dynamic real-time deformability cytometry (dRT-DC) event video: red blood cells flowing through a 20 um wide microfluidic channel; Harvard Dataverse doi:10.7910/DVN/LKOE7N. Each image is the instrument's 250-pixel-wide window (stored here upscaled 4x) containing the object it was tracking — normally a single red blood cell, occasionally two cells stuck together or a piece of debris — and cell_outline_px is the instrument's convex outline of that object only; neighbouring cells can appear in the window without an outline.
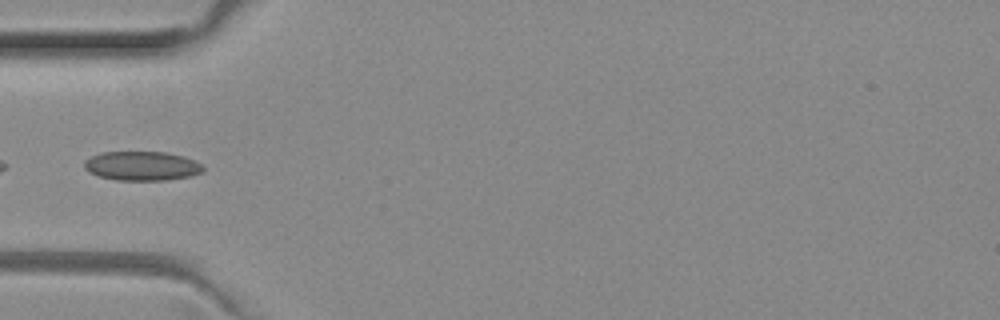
{"species": "common noctule bat (a hibernating species)", "species_latin": "Nyctalus noctula", "temperature_condition": "room temperature", "stored_images_in_passage": 36, "camera_frame_rate_fps": 3000, "um_per_image_px": 0.085, "animal": {"sex": "female", "body_mass_g": 29.2, "forearm_length_mm": 56.3}, "frame": {"image": 1, "passage_image": 1, "time_ms": 0.0, "image_size_px": [1000, 320], "cell_outline_px": [[204, 172], [192, 176], [164, 180], [116, 180], [100, 176], [88, 172], [84, 168], [84, 160], [100, 152], [164, 152], [184, 156], [200, 164], [204, 168]], "centroid_in_image_um": [12.05, 14.1], "position_along_channel_um": 73.0, "area_um2": 20.23}}
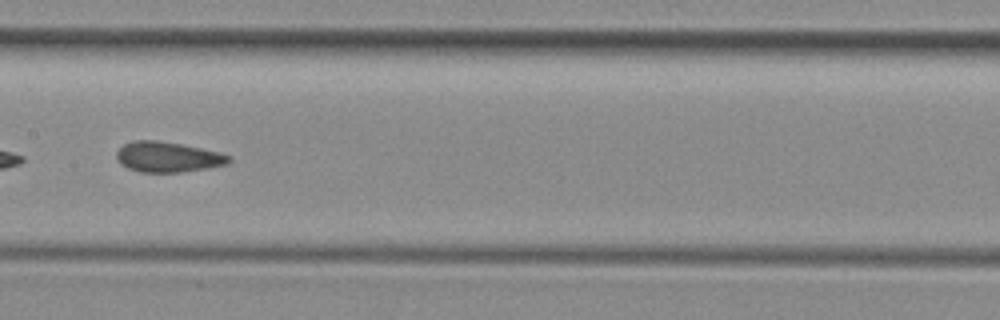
{"frame": {"image": 2, "passage_image": 10, "time_ms": 3.0, "image_size_px": [1000, 320], "cell_outline_px": [[232, 160], [228, 164], [208, 168], [180, 172], [140, 172], [128, 168], [120, 164], [116, 156], [116, 152], [124, 144], [132, 140], [156, 140], [180, 144], [220, 152], [228, 156]], "centroid_in_image_um": [14.24, 13.34], "position_along_channel_um": 193.2, "area_um2": 19.83}}
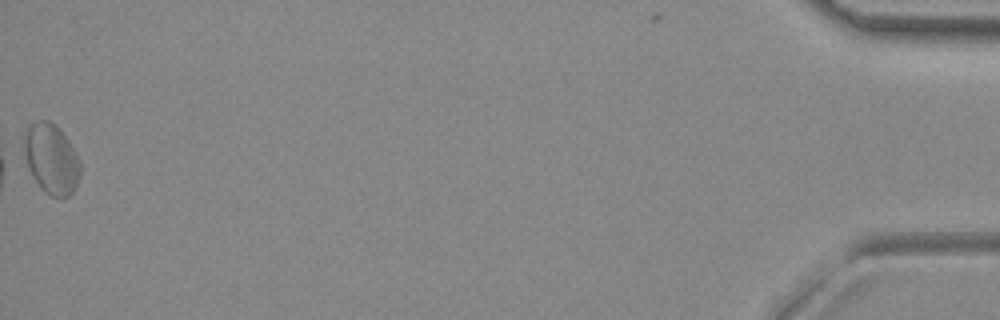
{"frame": {"image": 3, "passage_image": 36, "time_ms": 11.667, "image_size_px": [1000, 320], "cell_outline_px": [[80, 172], [76, 184], [72, 192], [68, 196], [60, 200], [52, 196], [40, 188], [32, 176], [28, 168], [24, 152], [24, 128], [28, 124], [40, 120], [48, 120], [68, 140], [80, 164]], "centroid_in_image_um": [4.32, 13.53], "position_along_channel_um": 430.9, "area_um2": 22.72}}